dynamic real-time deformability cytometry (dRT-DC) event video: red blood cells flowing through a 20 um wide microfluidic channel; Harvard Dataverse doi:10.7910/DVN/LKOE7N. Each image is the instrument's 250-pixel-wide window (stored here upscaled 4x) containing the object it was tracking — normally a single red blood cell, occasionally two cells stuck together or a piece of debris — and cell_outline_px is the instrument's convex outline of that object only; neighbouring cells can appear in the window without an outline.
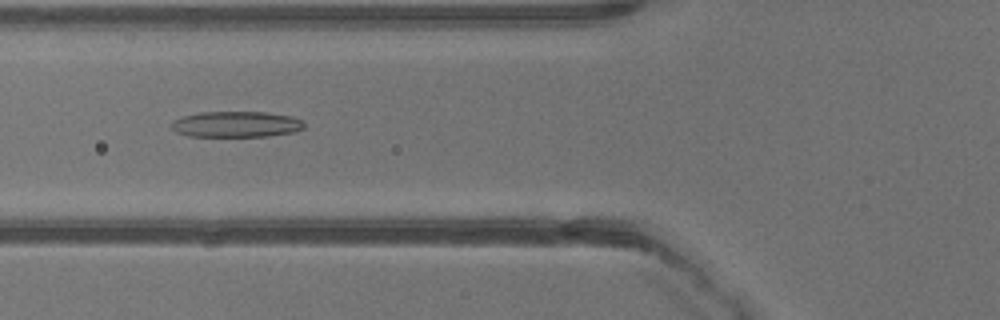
{"species": "common noctule bat (a hibernating species)", "species_latin": "Nyctalus noctula", "temperature_condition": "warm", "stored_images_in_passage": 36, "camera_frame_rate_fps": 3000, "um_per_image_px": 0.085, "animal": {"sex": "male", "body_mass_g": 13.3}, "frame": {"image": 1, "passage_image": 12, "time_ms": 3.667, "image_size_px": [1000, 320], "cell_outline_px": [[304, 128], [296, 132], [268, 136], [188, 136], [176, 132], [172, 128], [172, 120], [184, 116], [200, 112], [268, 112], [292, 116], [300, 120], [304, 124]], "centroid_in_image_um": [20.09, 10.56], "position_along_channel_um": 105.7, "area_um2": 20.06}}
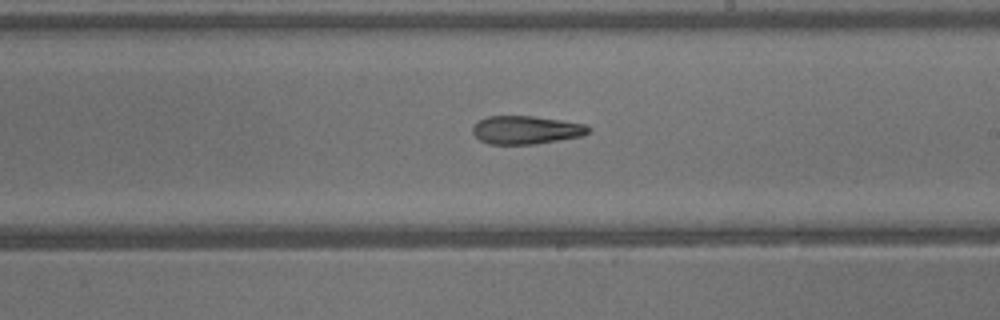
{"frame": {"image": 2, "passage_image": 20, "time_ms": 6.333, "image_size_px": [1000, 320], "cell_outline_px": [[592, 128], [588, 132], [580, 136], [532, 144], [488, 144], [480, 140], [472, 132], [472, 128], [480, 120], [488, 116], [532, 116], [560, 120], [584, 124]], "centroid_in_image_um": [44.69, 11.04], "position_along_channel_um": 244.3, "area_um2": 18.73}}
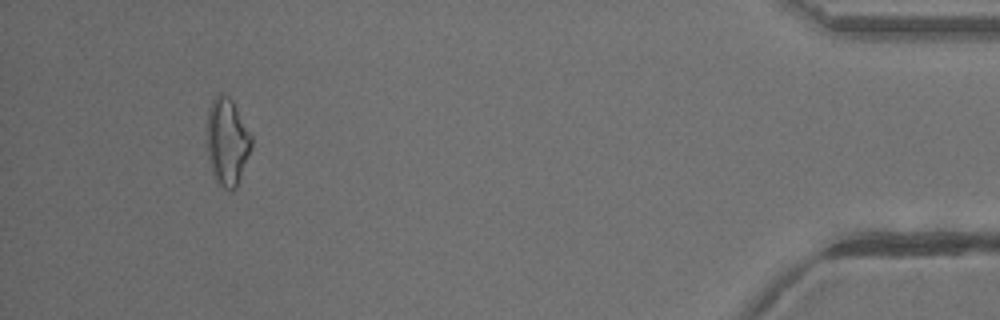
{"frame": {"image": 3, "passage_image": 34, "time_ms": 11.0, "image_size_px": [1000, 320], "cell_outline_px": [[252, 148], [236, 188], [232, 192], [224, 188], [216, 180], [212, 172], [208, 156], [208, 108], [212, 100], [220, 92], [228, 96], [232, 100], [252, 136]], "centroid_in_image_um": [19.33, 12.05], "position_along_channel_um": 415.9, "area_um2": 22.48}}